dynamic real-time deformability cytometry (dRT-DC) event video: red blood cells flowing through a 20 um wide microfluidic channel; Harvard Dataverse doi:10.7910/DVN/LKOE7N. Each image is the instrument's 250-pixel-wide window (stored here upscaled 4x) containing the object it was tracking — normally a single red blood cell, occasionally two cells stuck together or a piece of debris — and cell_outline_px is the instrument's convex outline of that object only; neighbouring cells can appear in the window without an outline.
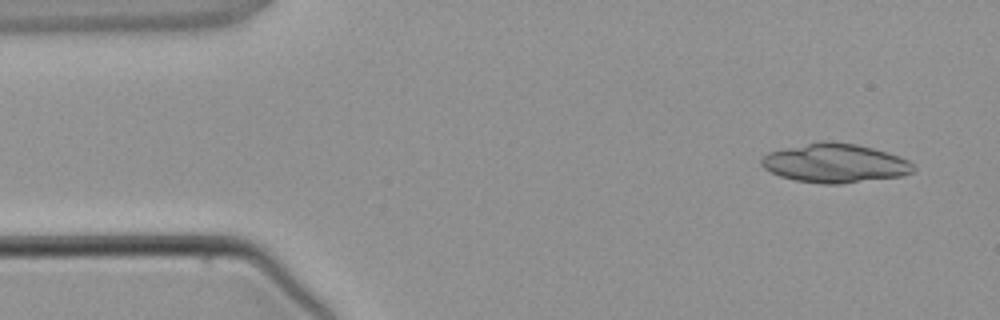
{"species": "common noctule bat (a hibernating species)", "species_latin": "Nyctalus noctula", "temperature_condition": "warm", "stored_images_in_passage": 3, "camera_frame_rate_fps": 3000, "um_per_image_px": 0.085, "animal": {"sex": "male", "body_mass_g": 21.5, "forearm_length_mm": 52.0}, "frame": {"image": 1, "passage_image": 1, "time_ms": 0.0, "image_size_px": [1000, 320], "cell_outline_px": [[916, 168], [912, 172], [904, 176], [840, 184], [820, 184], [796, 180], [780, 176], [764, 168], [760, 164], [760, 160], [768, 152], [820, 140], [832, 140], [856, 144], [888, 152], [900, 156], [908, 160]], "centroid_in_image_um": [70.99, 13.86], "position_along_channel_um": 14.0, "area_um2": 34.8}}